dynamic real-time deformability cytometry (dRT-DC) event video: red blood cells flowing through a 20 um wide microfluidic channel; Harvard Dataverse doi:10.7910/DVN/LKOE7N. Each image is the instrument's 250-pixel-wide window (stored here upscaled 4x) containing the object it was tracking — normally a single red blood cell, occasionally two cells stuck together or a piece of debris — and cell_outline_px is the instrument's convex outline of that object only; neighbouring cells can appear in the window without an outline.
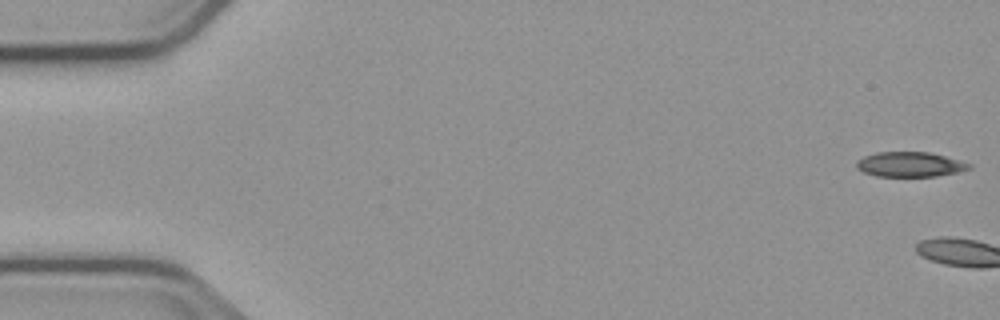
{"species": "common noctule bat (a hibernating species)", "species_latin": "Nyctalus noctula", "temperature_condition": "cold", "stored_images_in_passage": 3, "camera_frame_rate_fps": 3000, "um_per_image_px": 0.085, "animal": {"sex": "male", "body_mass_g": 23.1, "forearm_length_mm": 52.7}, "frame": {"image": 1, "passage_image": 1, "time_ms": 0.0, "image_size_px": [1000, 320], "cell_outline_px": [[972, 168], [960, 172], [936, 176], [876, 176], [864, 172], [856, 168], [856, 160], [864, 156], [876, 152], [928, 152], [944, 156], [972, 164]], "centroid_in_image_um": [77.34, 13.97], "position_along_channel_um": 7.7, "area_um2": 16.36}}